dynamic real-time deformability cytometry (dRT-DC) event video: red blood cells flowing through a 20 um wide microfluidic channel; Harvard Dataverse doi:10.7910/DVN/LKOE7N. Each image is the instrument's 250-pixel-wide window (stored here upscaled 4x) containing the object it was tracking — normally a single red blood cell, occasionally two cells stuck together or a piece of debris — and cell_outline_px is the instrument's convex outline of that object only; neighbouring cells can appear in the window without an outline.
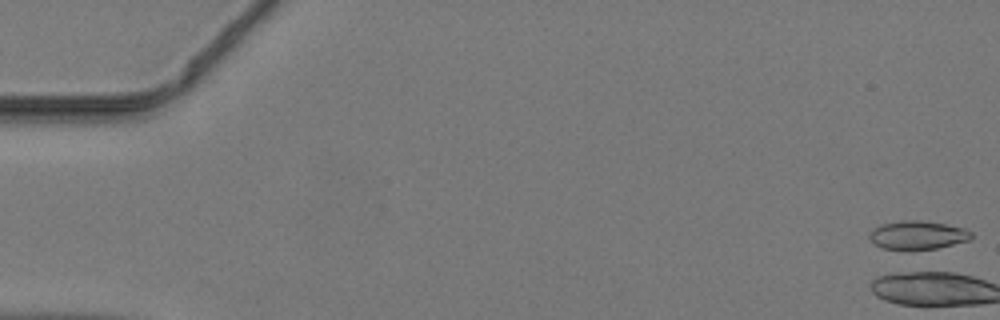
{"species": "common noctule bat (a hibernating species)", "species_latin": "Nyctalus noctula", "temperature_condition": "warm", "stored_images_in_passage": 14, "camera_frame_rate_fps": 3000, "um_per_image_px": 0.085, "animal": {"sex": "male", "body_mass_g": 19.2, "forearm_length_mm": 51.8}, "frame": {"image": 1, "passage_image": 1, "time_ms": 0.0, "image_size_px": [1000, 320], "cell_outline_px": [[972, 240], [936, 248], [912, 252], [908, 252], [880, 248], [868, 236], [868, 232], [872, 228], [880, 224], [900, 220], [920, 220], [944, 224], [964, 228], [972, 232]], "centroid_in_image_um": [77.96, 20.01], "position_along_channel_um": 7.0, "area_um2": 17.63}}